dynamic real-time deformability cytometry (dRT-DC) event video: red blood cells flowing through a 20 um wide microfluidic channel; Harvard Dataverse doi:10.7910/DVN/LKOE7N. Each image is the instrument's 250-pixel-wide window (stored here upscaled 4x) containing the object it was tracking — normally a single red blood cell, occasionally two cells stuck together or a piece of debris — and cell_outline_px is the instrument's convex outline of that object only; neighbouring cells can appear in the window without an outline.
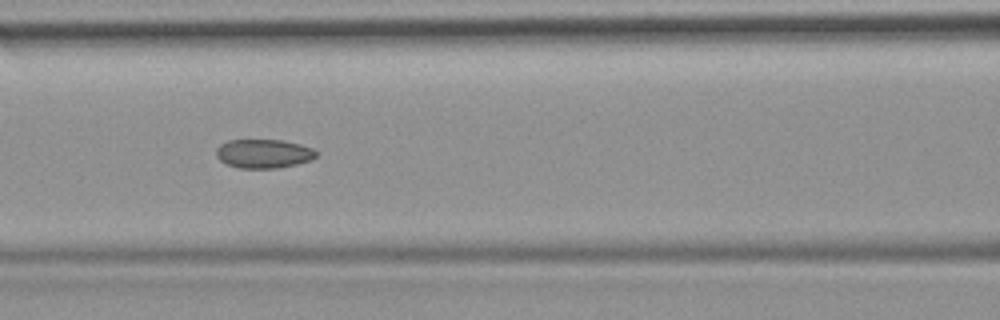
{"species": "common noctule bat (a hibernating species)", "species_latin": "Nyctalus noctula", "temperature_condition": "room temperature", "stored_images_in_passage": 51, "camera_frame_rate_fps": 3000, "um_per_image_px": 0.085, "animal": {"sex": "female", "body_mass_g": 19.9}, "frame": {"image": 1, "passage_image": 22, "time_ms": 7.0, "image_size_px": [1000, 320], "cell_outline_px": [[320, 152], [312, 160], [296, 164], [276, 168], [240, 168], [228, 164], [220, 160], [216, 156], [216, 148], [220, 144], [228, 140], [284, 140], [300, 144], [312, 148]], "centroid_in_image_um": [22.43, 13.05], "position_along_channel_um": 144.2, "area_um2": 16.94}, "authors_computed_cell_mechanics": {"area_um2": 17.5712, "velocity_mm_per_s": 3.9177, "shape_relaxation_time_tau1_ms": null, "shape_relaxation_time_tau2_ms": 1.8241, "deformation_change_tau1": null, "deformation_change_tau2": 0.0615}}